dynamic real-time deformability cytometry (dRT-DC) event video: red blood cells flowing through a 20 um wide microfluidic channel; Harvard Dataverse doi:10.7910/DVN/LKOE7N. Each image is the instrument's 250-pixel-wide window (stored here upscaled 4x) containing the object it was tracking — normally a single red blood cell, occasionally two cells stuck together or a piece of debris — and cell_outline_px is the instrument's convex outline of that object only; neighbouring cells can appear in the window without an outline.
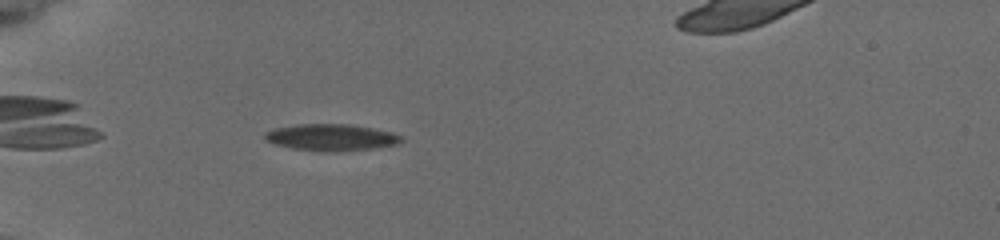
{"species": "common noctule bat (a hibernating species)", "species_latin": "Nyctalus noctula", "temperature_condition": "cold", "stored_images_in_passage": 34, "camera_frame_rate_fps": 3000, "um_per_image_px": 0.085, "animal": {"sex": "female", "body_mass_g": 19.5, "forearm_length_mm": 54.1}, "frame": {"image": 1, "passage_image": 2, "time_ms": 0.333, "image_size_px": [1000, 240], "cell_outline_px": [[404, 140], [396, 144], [368, 148], [292, 148], [276, 144], [268, 140], [264, 136], [264, 132], [276, 128], [296, 124], [352, 124], [392, 132], [400, 136]], "centroid_in_image_um": [28.14, 11.6], "position_along_channel_um": 56.9, "area_um2": 19.71}}
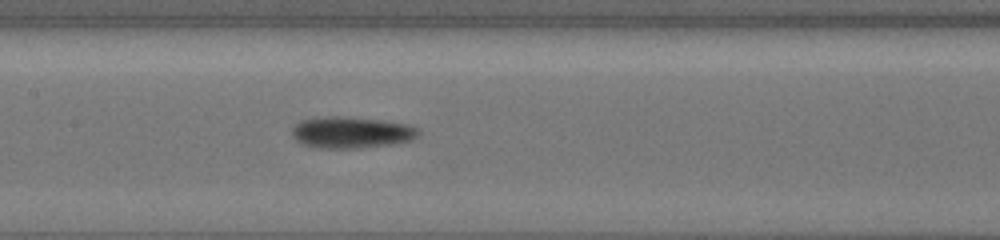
{"frame": {"image": 2, "passage_image": 13, "time_ms": 4.0, "image_size_px": [1000, 240], "cell_outline_px": [[420, 132], [412, 140], [388, 144], [356, 148], [312, 148], [300, 144], [292, 136], [292, 128], [296, 124], [304, 120], [324, 116], [344, 116], [380, 120], [408, 124], [416, 128]], "centroid_in_image_um": [29.81, 11.26], "position_along_channel_um": 177.6, "area_um2": 23.12}}
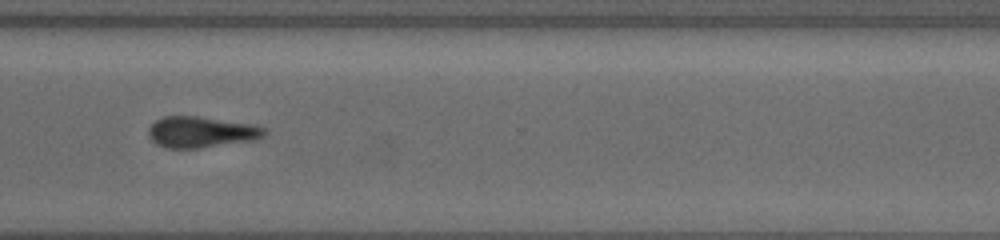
{"frame": {"image": 3, "passage_image": 27, "time_ms": 8.667, "image_size_px": [1000, 240], "cell_outline_px": [[268, 132], [264, 136], [252, 140], [200, 148], [164, 148], [156, 144], [148, 136], [148, 128], [156, 120], [164, 116], [196, 116], [252, 124], [264, 128]], "centroid_in_image_um": [17.06, 11.23], "position_along_channel_um": 353.5, "area_um2": 20.92}, "authors_computed_cell_mechanics": {"area_um2": 21.5305, "velocity_mm_per_s": 3.7818, "shape_relaxation_time_tau1_ms": 2.1678, "shape_relaxation_time_tau2_ms": null, "deformation_change_tau1": 0.0754, "deformation_change_tau2": null}}